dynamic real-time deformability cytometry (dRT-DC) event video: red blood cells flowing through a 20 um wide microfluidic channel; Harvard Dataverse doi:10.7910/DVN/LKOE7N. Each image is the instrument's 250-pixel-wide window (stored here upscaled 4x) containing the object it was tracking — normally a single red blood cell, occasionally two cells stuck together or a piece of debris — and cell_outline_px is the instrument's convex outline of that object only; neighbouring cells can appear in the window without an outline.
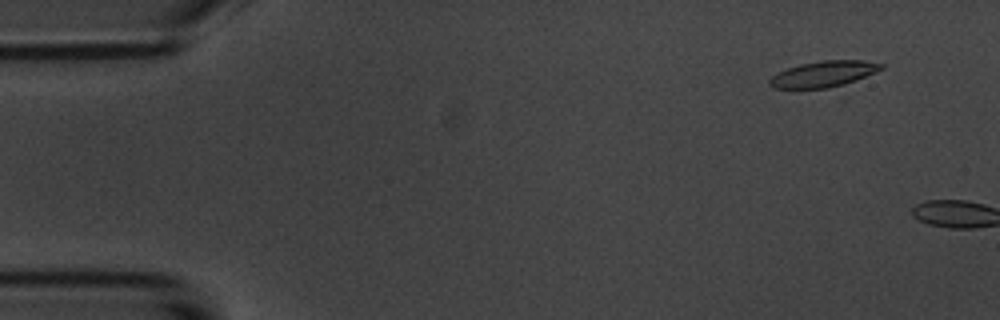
{"species": "common noctule bat (a hibernating species)", "species_latin": "Nyctalus noctula", "temperature_condition": "room temperature", "stored_images_in_passage": 2, "camera_frame_rate_fps": 3000, "um_per_image_px": 0.085, "animal": {"sex": "male", "body_mass_g": 20.1, "forearm_length_mm": 53.5}, "frame": {"image": 1, "passage_image": 1, "time_ms": 0.0, "image_size_px": [1000, 320], "cell_outline_px": [[884, 68], [856, 80], [836, 88], [772, 88], [768, 84], [768, 80], [772, 76], [788, 68], [800, 64], [824, 60], [864, 60], [884, 64]], "centroid_in_image_um": [70.02, 6.3], "position_along_channel_um": 15.0, "area_um2": 16.94}}